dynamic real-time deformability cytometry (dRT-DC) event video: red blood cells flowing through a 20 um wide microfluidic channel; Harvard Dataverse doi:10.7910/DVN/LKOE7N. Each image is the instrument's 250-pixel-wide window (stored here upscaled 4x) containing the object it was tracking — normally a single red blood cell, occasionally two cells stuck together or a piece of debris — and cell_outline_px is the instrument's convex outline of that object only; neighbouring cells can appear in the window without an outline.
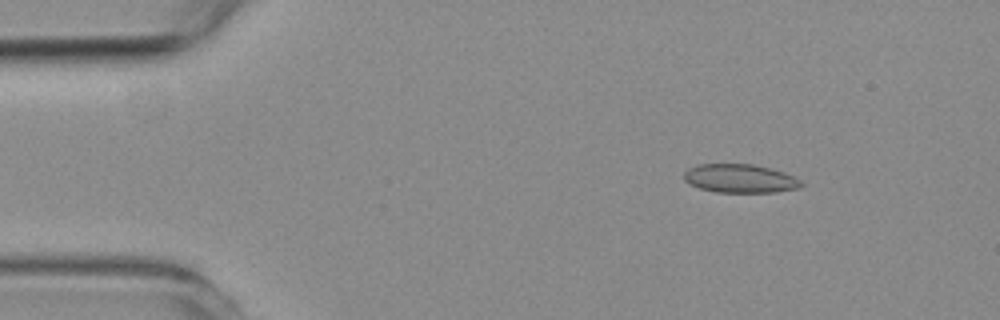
{"species": "common noctule bat (a hibernating species)", "species_latin": "Nyctalus noctula", "temperature_condition": "room temperature", "stored_images_in_passage": 57, "camera_frame_rate_fps": 3000, "um_per_image_px": 0.085, "animal": {"sex": "female", "body_mass_g": 19.3, "forearm_length_mm": 54.1}, "frame": {"image": 1, "passage_image": 8, "time_ms": 2.333, "image_size_px": [1000, 320], "cell_outline_px": [[804, 184], [800, 188], [776, 192], [716, 192], [700, 188], [688, 184], [684, 180], [684, 172], [688, 168], [700, 164], [752, 164], [784, 172], [800, 180]], "centroid_in_image_um": [62.89, 15.18], "position_along_channel_um": 22.1, "area_um2": 19.54}}
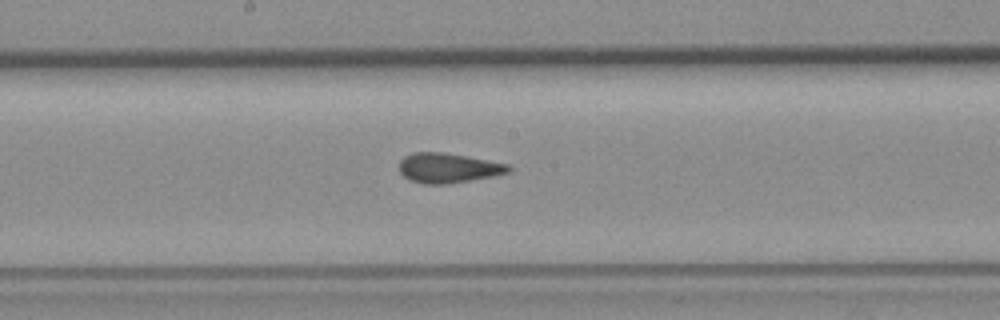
{"frame": {"image": 2, "passage_image": 30, "time_ms": 9.667, "image_size_px": [1000, 320], "cell_outline_px": [[512, 172], [492, 176], [448, 184], [424, 184], [412, 180], [404, 176], [400, 172], [400, 160], [404, 156], [412, 152], [440, 152], [464, 156], [508, 164], [512, 168]], "centroid_in_image_um": [38.09, 14.28], "position_along_channel_um": 210.1, "area_um2": 18.79}}
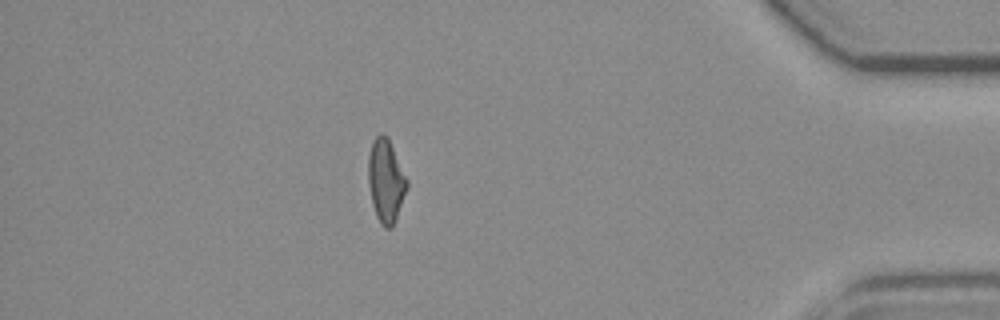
{"frame": {"image": 3, "passage_image": 50, "time_ms": 16.333, "image_size_px": [1000, 320], "cell_outline_px": [[408, 188], [396, 220], [392, 228], [384, 228], [380, 224], [376, 216], [372, 204], [368, 184], [368, 156], [372, 140], [380, 132], [384, 132], [388, 136], [408, 180]], "centroid_in_image_um": [32.8, 15.35], "position_along_channel_um": 402.4, "area_um2": 19.25}, "authors_computed_cell_mechanics": {"area_um2": 19.1896, "velocity_mm_per_s": 3.5971, "shape_relaxation_time_tau1_ms": null, "shape_relaxation_time_tau2_ms": 1.4388, "deformation_change_tau1": null, "deformation_change_tau2": 0.0698}}